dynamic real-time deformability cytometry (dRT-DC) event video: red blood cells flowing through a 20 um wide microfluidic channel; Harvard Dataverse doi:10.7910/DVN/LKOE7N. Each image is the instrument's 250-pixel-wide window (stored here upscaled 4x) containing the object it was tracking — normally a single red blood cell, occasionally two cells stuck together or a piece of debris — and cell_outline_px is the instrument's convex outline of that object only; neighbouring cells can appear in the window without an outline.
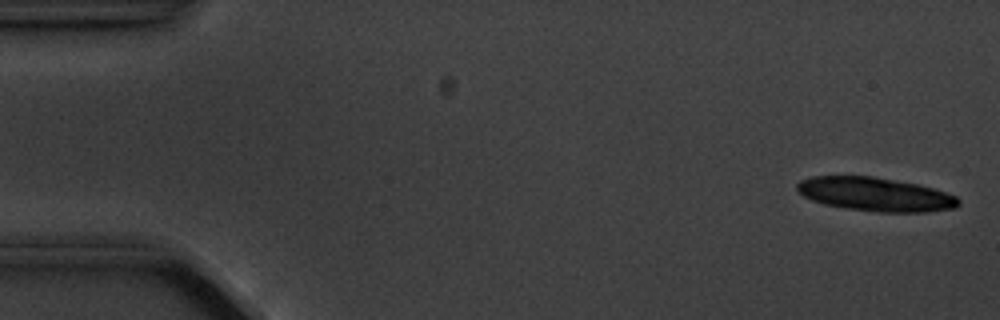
{"species": "common noctule bat (a hibernating species)", "species_latin": "Nyctalus noctula", "temperature_condition": "cold", "stored_images_in_passage": 5, "camera_frame_rate_fps": 3000, "um_per_image_px": 0.085, "animal": {"sex": "male", "body_mass_g": 20.1, "forearm_length_mm": 53.5}, "frame": {"image": 1, "passage_image": 1, "time_ms": 0.0, "image_size_px": [1000, 320], "cell_outline_px": [[960, 204], [956, 208], [928, 212], [880, 212], [848, 208], [824, 204], [812, 200], [804, 196], [796, 188], [796, 184], [800, 180], [812, 176], [872, 176], [916, 184], [932, 188], [956, 196], [960, 200]], "centroid_in_image_um": [74.41, 16.52], "position_along_channel_um": 10.6, "area_um2": 31.56}}